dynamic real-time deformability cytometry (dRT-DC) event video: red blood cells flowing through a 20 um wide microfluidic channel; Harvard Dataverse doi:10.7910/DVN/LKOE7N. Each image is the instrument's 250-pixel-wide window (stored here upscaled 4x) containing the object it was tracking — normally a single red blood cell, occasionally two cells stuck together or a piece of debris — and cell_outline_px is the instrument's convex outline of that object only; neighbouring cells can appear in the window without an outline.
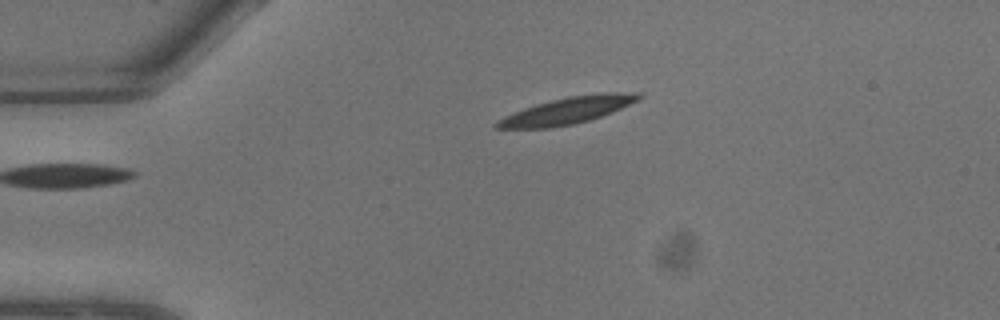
{"species": "common noctule bat (a hibernating species)", "species_latin": "Nyctalus noctula", "temperature_condition": "warm", "stored_images_in_passage": 5, "camera_frame_rate_fps": 3000, "um_per_image_px": 0.085, "animal": {"sex": "male", "body_mass_g": 13.3}, "frame": {"image": 1, "passage_image": 1, "time_ms": 0.0, "image_size_px": [1000, 320], "cell_outline_px": [[644, 96], [612, 112], [588, 120], [572, 124], [552, 128], [492, 128], [492, 124], [496, 120], [504, 116], [524, 108], [536, 104], [568, 96], [600, 92], [640, 92]], "centroid_in_image_um": [48.19, 9.39], "position_along_channel_um": 36.8, "area_um2": 22.08}}
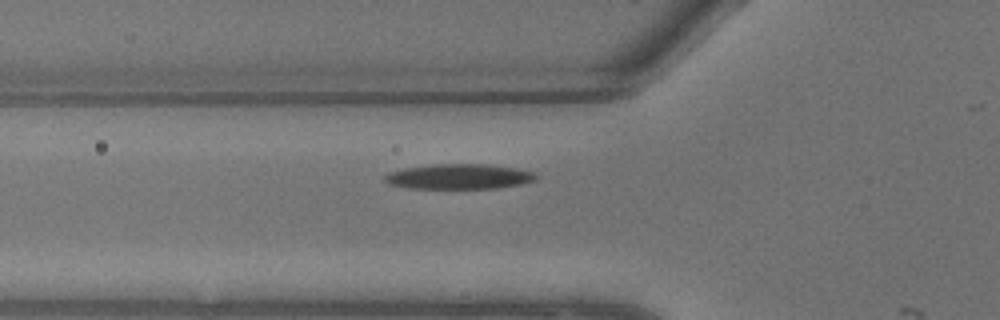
{"frame": {"image": 2, "passage_image": 4, "time_ms": 1.0, "image_size_px": [1000, 320], "cell_outline_px": [[536, 180], [520, 184], [496, 188], [408, 188], [388, 184], [384, 180], [384, 176], [388, 172], [404, 168], [436, 164], [484, 164], [516, 168], [536, 172]], "centroid_in_image_um": [39.0, 15.0], "position_along_channel_um": 86.8, "area_um2": 22.08}}